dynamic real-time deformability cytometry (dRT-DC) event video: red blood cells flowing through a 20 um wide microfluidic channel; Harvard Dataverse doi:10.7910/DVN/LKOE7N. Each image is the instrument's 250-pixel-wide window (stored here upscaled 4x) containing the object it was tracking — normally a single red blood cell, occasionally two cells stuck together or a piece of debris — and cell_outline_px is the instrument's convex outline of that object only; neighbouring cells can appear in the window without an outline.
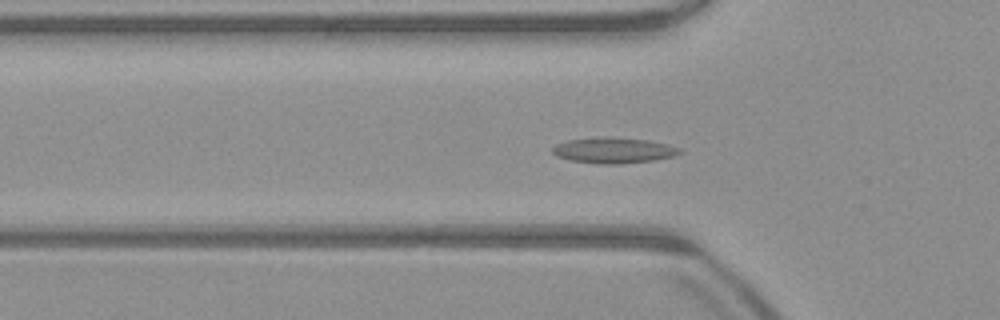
{"species": "common noctule bat (a hibernating species)", "species_latin": "Nyctalus noctula", "temperature_condition": "warm", "stored_images_in_passage": 52, "camera_frame_rate_fps": 3000, "um_per_image_px": 0.085, "animal": {"sex": "male", "body_mass_g": 23.1, "forearm_length_mm": 52.7}, "frame": {"image": 1, "passage_image": 17, "time_ms": 5.333, "image_size_px": [1000, 320], "cell_outline_px": [[684, 152], [676, 156], [656, 160], [620, 164], [596, 164], [572, 160], [556, 156], [552, 152], [552, 148], [556, 144], [568, 140], [596, 136], [608, 136], [648, 140], [668, 144], [680, 148]], "centroid_in_image_um": [52.19, 12.77], "position_along_channel_um": 73.6, "area_um2": 19.48}}
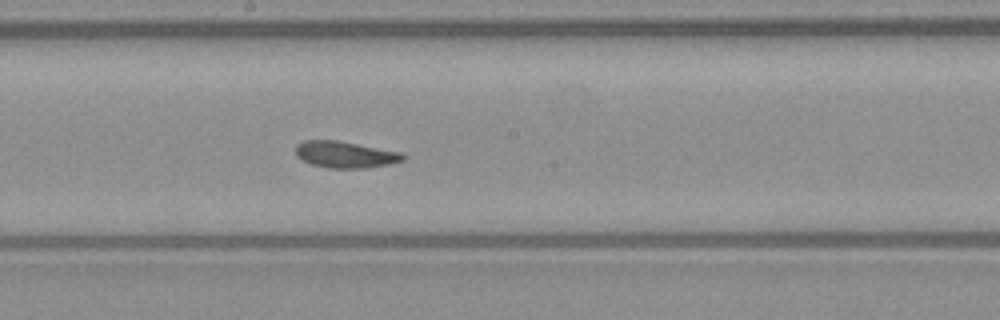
{"frame": {"image": 2, "passage_image": 28, "time_ms": 9.0, "image_size_px": [1000, 320], "cell_outline_px": [[408, 156], [404, 160], [388, 164], [368, 168], [328, 168], [312, 164], [296, 156], [296, 144], [304, 140], [336, 140], [404, 152]], "centroid_in_image_um": [29.39, 13.13], "position_along_channel_um": 218.8, "area_um2": 16.76}}
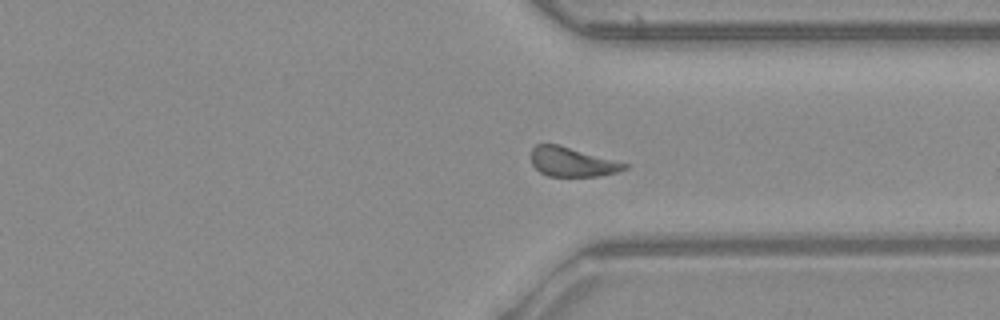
{"frame": {"image": 3, "passage_image": 39, "time_ms": 12.667, "image_size_px": [1000, 320], "cell_outline_px": [[628, 168], [616, 172], [600, 176], [548, 176], [540, 172], [532, 164], [532, 148], [536, 144], [556, 144], [628, 164]], "centroid_in_image_um": [48.61, 13.78], "position_along_channel_um": 362.8, "area_um2": 15.61}, "authors_computed_cell_mechanics": {"area_um2": 16.9643, "velocity_mm_per_s": 3.9336, "shape_relaxation_time_tau1_ms": null, "shape_relaxation_time_tau2_ms": 4.7276, "deformation_change_tau1": null, "deformation_change_tau2": 0.114}}